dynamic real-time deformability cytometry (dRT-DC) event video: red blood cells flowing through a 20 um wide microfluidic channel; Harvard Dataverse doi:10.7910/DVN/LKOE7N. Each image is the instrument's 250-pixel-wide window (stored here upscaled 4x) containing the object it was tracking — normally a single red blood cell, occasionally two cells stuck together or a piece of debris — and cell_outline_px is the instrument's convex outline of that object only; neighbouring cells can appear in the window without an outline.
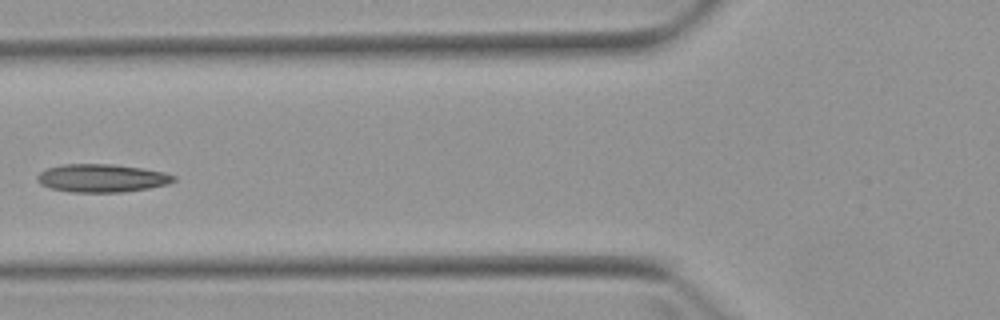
{"species": "Egyptian fruit bat (a non-hibernating species)", "species_latin": "Rousettus aegyptiacus", "temperature_condition": "warm", "stored_images_in_passage": 6, "camera_frame_rate_fps": 3000, "um_per_image_px": 0.085, "animal": {"sex": "female"}, "frame": {"image": 1, "passage_image": 5, "time_ms": 5.667, "image_size_px": [1000, 320], "cell_outline_px": [[176, 180], [168, 184], [148, 188], [124, 192], [72, 192], [52, 188], [40, 184], [36, 180], [36, 176], [40, 172], [48, 168], [64, 164], [112, 164], [144, 168], [164, 172], [176, 176]], "centroid_in_image_um": [8.67, 15.14], "position_along_channel_um": 117.1, "area_um2": 22.37}}
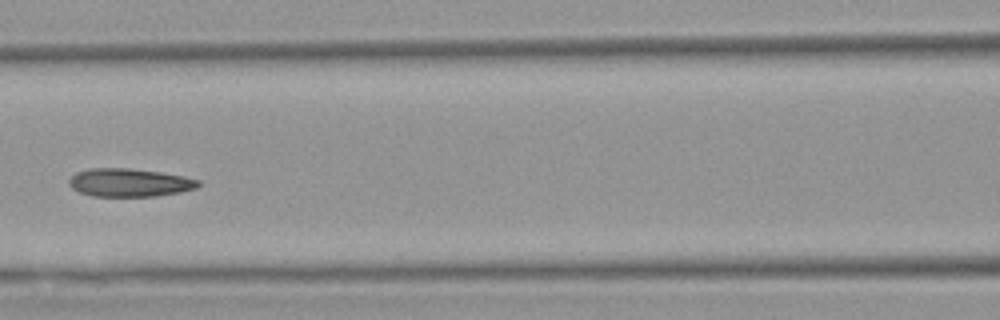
{"frame": {"image": 2, "passage_image": 6, "time_ms": 6.667, "image_size_px": [1000, 320], "cell_outline_px": [[200, 184], [196, 188], [180, 192], [152, 196], [92, 196], [80, 192], [72, 188], [68, 184], [68, 180], [76, 172], [88, 168], [128, 168], [160, 172], [184, 176], [200, 180]], "centroid_in_image_um": [10.98, 15.51], "position_along_channel_um": 155.6, "area_um2": 21.21}}